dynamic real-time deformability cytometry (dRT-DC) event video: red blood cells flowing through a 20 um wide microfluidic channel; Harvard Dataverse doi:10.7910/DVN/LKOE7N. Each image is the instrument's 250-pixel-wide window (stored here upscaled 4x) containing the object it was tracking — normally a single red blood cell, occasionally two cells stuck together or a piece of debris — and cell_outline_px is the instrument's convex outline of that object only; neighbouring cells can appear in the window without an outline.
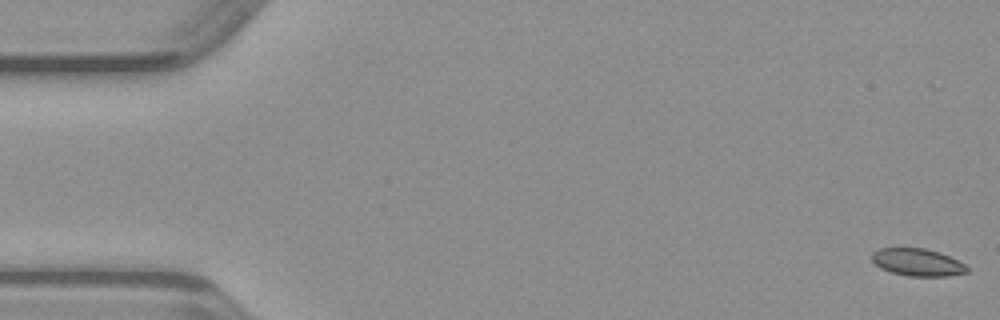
{"species": "common noctule bat (a hibernating species)", "species_latin": "Nyctalus noctula", "temperature_condition": "warm", "stored_images_in_passage": 50, "camera_frame_rate_fps": 3000, "um_per_image_px": 0.085, "animal": {"sex": "male", "body_mass_g": 23.1, "forearm_length_mm": 52.7}, "frame": {"image": 1, "passage_image": 1, "time_ms": 0.0, "image_size_px": [1000, 320], "cell_outline_px": [[968, 272], [948, 276], [908, 276], [892, 272], [880, 268], [872, 260], [872, 252], [880, 248], [924, 248], [940, 252], [964, 264], [968, 268]], "centroid_in_image_um": [77.98, 22.29], "position_along_channel_um": 7.0, "area_um2": 15.09}}
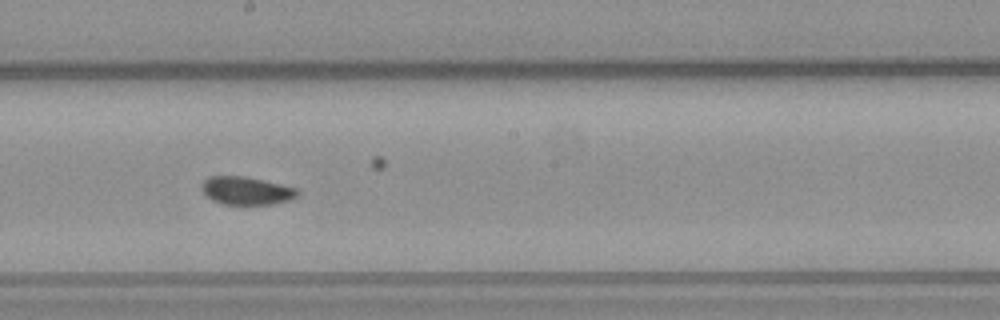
{"frame": {"image": 2, "passage_image": 27, "time_ms": 8.667, "image_size_px": [1000, 320], "cell_outline_px": [[300, 192], [296, 196], [288, 200], [272, 204], [224, 204], [212, 200], [200, 188], [200, 184], [208, 176], [244, 176], [264, 180], [296, 188]], "centroid_in_image_um": [20.91, 16.19], "position_along_channel_um": 227.3, "area_um2": 15.55}}
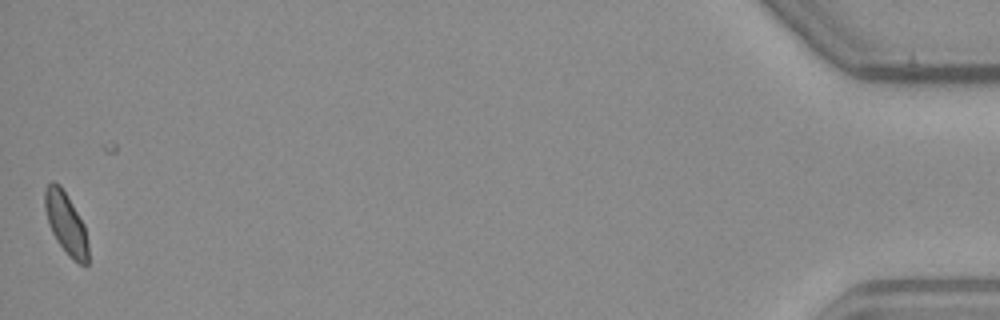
{"frame": {"image": 3, "passage_image": 49, "time_ms": 16.0, "image_size_px": [1000, 320], "cell_outline_px": [[88, 264], [80, 264], [72, 260], [56, 240], [48, 224], [44, 208], [44, 188], [52, 180], [60, 184], [84, 224], [88, 244]], "centroid_in_image_um": [5.58, 18.97], "position_along_channel_um": 429.6, "area_um2": 15.66}}